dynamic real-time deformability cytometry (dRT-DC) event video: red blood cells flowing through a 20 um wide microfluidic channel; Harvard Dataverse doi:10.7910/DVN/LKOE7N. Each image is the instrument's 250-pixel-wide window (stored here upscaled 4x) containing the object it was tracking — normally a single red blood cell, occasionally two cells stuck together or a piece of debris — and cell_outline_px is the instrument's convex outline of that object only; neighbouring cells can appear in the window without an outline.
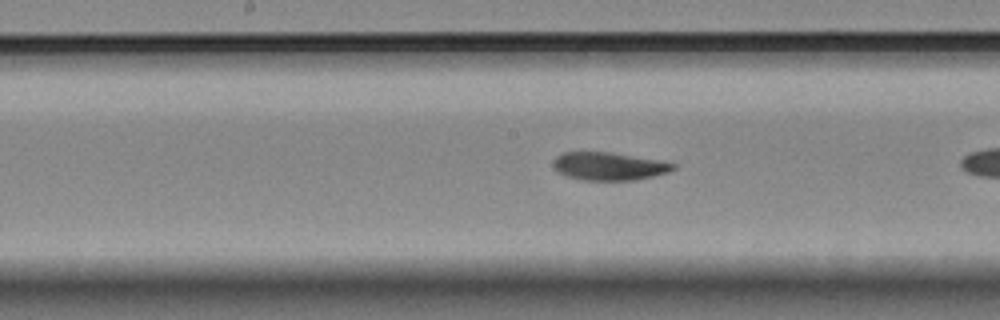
{"species": "Egyptian fruit bat (a non-hibernating species)", "species_latin": "Rousettus aegyptiacus", "temperature_condition": "room temperature", "stored_images_in_passage": 15, "camera_frame_rate_fps": 3000, "um_per_image_px": 0.085, "animal": {"sex": "female"}, "frame": {"image": 1, "passage_image": 7, "time_ms": 2.0, "image_size_px": [1000, 320], "cell_outline_px": [[676, 168], [668, 172], [652, 176], [632, 180], [584, 180], [568, 176], [560, 172], [552, 164], [556, 156], [564, 152], [608, 152], [660, 160], [676, 164]], "centroid_in_image_um": [51.78, 14.12], "position_along_channel_um": 196.4, "area_um2": 19.25}}